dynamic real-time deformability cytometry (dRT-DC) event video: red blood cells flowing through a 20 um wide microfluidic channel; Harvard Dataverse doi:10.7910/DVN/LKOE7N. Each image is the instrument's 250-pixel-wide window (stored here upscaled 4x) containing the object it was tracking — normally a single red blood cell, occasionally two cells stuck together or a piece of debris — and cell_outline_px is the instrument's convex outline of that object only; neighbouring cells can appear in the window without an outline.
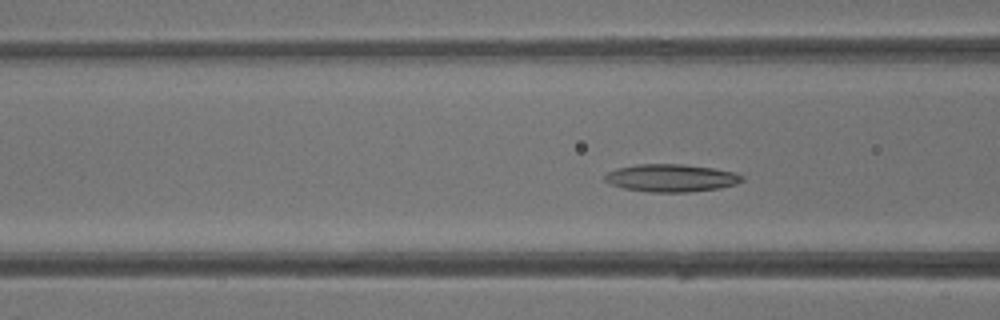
{"species": "common noctule bat (a hibernating species)", "species_latin": "Nyctalus noctula", "temperature_condition": "warm", "stored_images_in_passage": 5, "camera_frame_rate_fps": 3000, "um_per_image_px": 0.085, "animal": {"sex": "male", "body_mass_g": 13.3}, "frame": {"image": 1, "passage_image": 5, "time_ms": 5.333, "image_size_px": [1000, 320], "cell_outline_px": [[744, 180], [736, 184], [720, 188], [688, 192], [652, 192], [624, 188], [612, 184], [604, 180], [604, 176], [608, 172], [616, 168], [636, 164], [684, 164], [712, 168], [736, 172], [744, 176]], "centroid_in_image_um": [57.08, 15.12], "position_along_channel_um": 109.5, "area_um2": 22.14}}